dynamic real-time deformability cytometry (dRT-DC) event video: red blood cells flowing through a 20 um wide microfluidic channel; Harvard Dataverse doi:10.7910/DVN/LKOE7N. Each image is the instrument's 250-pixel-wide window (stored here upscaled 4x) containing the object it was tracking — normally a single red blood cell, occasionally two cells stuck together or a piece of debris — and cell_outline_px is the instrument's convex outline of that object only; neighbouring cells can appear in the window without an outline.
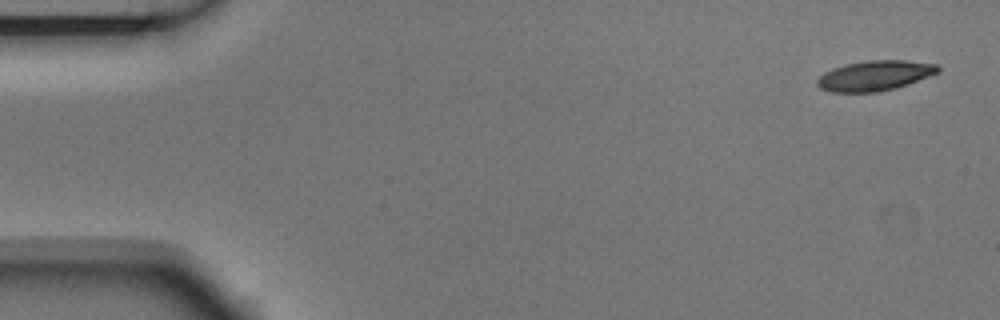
{"species": "Egyptian fruit bat (a non-hibernating species)", "species_latin": "Rousettus aegyptiacus", "temperature_condition": "room temperature", "stored_images_in_passage": 4, "camera_frame_rate_fps": 3000, "um_per_image_px": 0.085, "animal": {"sex": "male"}, "frame": {"image": 1, "passage_image": 1, "time_ms": 0.0, "image_size_px": [1000, 320], "cell_outline_px": [[940, 72], [908, 84], [896, 88], [876, 92], [832, 92], [820, 88], [816, 84], [816, 80], [824, 72], [832, 68], [844, 64], [868, 60], [904, 60], [940, 64]], "centroid_in_image_um": [74.37, 6.42], "position_along_channel_um": 10.6, "area_um2": 21.39}}
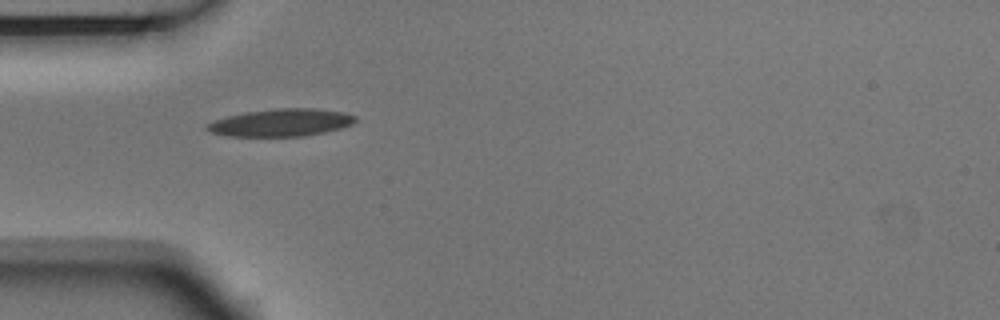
{"frame": {"image": 2, "passage_image": 4, "time_ms": 1.0, "image_size_px": [1000, 320], "cell_outline_px": [[356, 120], [352, 124], [340, 128], [324, 132], [304, 136], [228, 136], [212, 132], [204, 128], [204, 124], [212, 120], [244, 112], [276, 108], [312, 108], [344, 112], [356, 116]], "centroid_in_image_um": [23.85, 10.41], "position_along_channel_um": 61.1, "area_um2": 23.81}}